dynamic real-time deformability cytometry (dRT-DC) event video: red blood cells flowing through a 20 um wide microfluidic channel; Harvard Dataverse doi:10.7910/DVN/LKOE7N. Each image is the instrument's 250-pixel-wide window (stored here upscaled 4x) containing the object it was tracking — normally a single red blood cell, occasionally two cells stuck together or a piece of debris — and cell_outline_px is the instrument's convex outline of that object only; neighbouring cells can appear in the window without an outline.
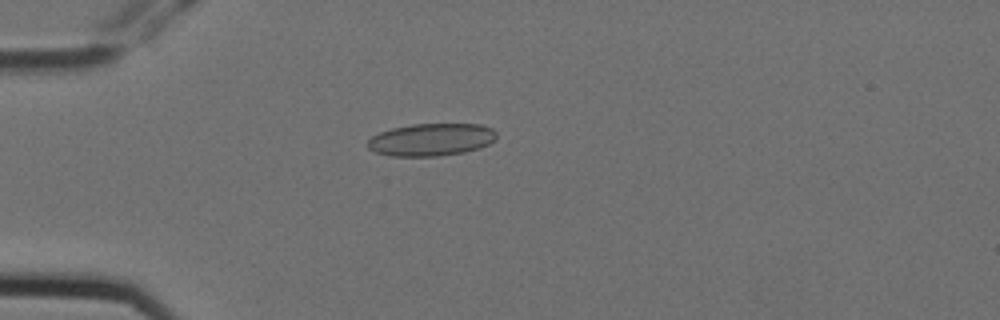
{"species": "Egyptian fruit bat (a non-hibernating species)", "species_latin": "Rousettus aegyptiacus", "temperature_condition": "cold", "stored_images_in_passage": 4, "camera_frame_rate_fps": 3000, "um_per_image_px": 0.085, "animal": {"sex": "female"}, "frame": {"image": 1, "passage_image": 4, "time_ms": 1.0, "image_size_px": [1000, 320], "cell_outline_px": [[496, 140], [480, 148], [464, 152], [436, 156], [392, 156], [376, 152], [368, 148], [368, 140], [372, 136], [380, 132], [392, 128], [412, 124], [480, 124], [492, 128], [496, 132]], "centroid_in_image_um": [36.68, 11.86], "position_along_channel_um": 48.3, "area_um2": 24.39}}